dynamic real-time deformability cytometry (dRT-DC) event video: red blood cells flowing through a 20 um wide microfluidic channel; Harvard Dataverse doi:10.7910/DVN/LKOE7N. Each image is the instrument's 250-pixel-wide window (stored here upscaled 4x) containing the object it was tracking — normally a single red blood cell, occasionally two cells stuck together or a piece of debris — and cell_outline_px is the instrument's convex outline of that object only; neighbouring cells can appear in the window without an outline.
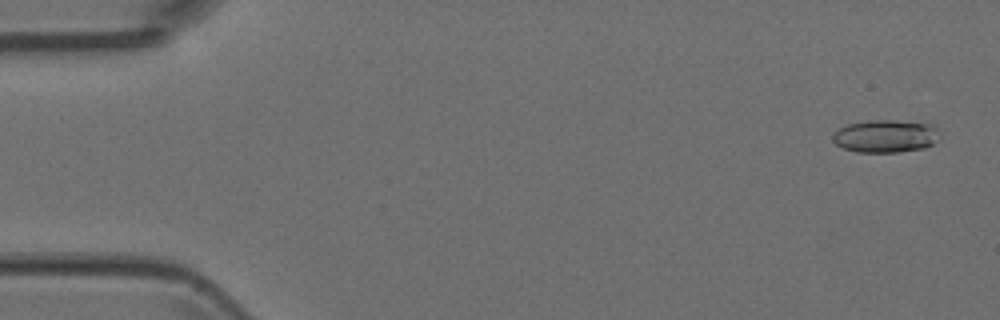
{"species": "Egyptian fruit bat (a non-hibernating species)", "species_latin": "Rousettus aegyptiacus", "temperature_condition": "room temperature", "stored_images_in_passage": 4, "camera_frame_rate_fps": 3000, "um_per_image_px": 0.085, "animal": {"sex": "female"}, "frame": {"image": 1, "passage_image": 1, "time_ms": 0.0, "image_size_px": [1000, 320], "cell_outline_px": [[936, 128], [932, 144], [924, 148], [900, 152], [856, 152], [844, 148], [836, 144], [832, 140], [832, 136], [840, 128], [848, 124], [868, 120], [892, 120], [932, 124]], "centroid_in_image_um": [75.2, 11.57], "position_along_channel_um": 9.8, "area_um2": 20.0}}
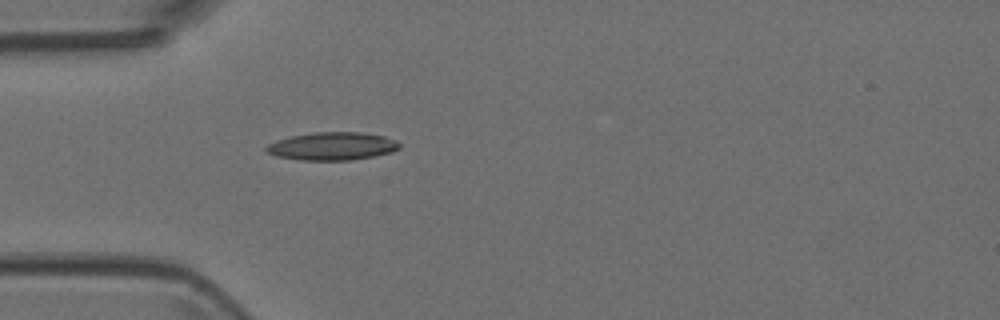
{"frame": {"image": 2, "passage_image": 4, "time_ms": 1.0, "image_size_px": [1000, 320], "cell_outline_px": [[400, 148], [392, 152], [352, 160], [300, 160], [276, 156], [268, 152], [264, 148], [268, 144], [276, 140], [292, 136], [316, 132], [360, 132], [384, 136], [396, 140], [400, 144]], "centroid_in_image_um": [28.25, 12.42], "position_along_channel_um": 56.8, "area_um2": 21.62}}